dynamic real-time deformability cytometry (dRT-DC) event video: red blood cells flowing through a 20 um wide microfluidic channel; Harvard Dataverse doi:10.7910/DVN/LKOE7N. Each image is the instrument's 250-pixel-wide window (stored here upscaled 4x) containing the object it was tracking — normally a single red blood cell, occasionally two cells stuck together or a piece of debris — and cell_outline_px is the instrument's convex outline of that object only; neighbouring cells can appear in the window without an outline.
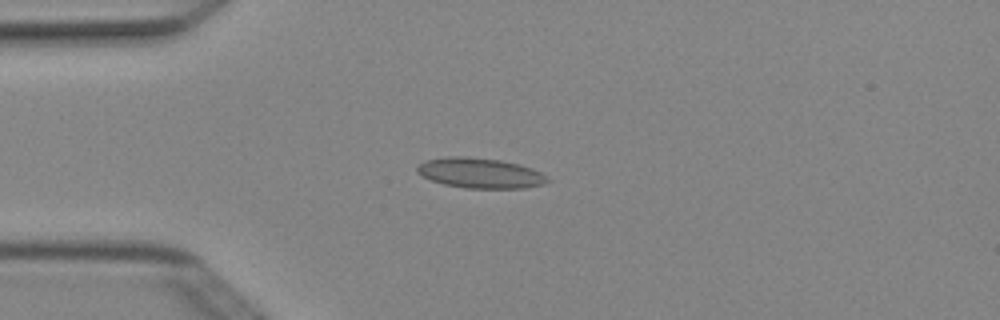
{"species": "Egyptian fruit bat (a non-hibernating species)", "species_latin": "Rousettus aegyptiacus", "temperature_condition": "cold", "stored_images_in_passage": 3, "camera_frame_rate_fps": 3000, "um_per_image_px": 0.085, "animal": {"sex": "female"}, "frame": {"image": 1, "passage_image": 3, "time_ms": 0.667, "image_size_px": [1000, 320], "cell_outline_px": [[552, 180], [544, 184], [524, 188], [464, 188], [444, 184], [420, 176], [416, 172], [416, 168], [424, 160], [448, 156], [460, 156], [500, 160], [520, 164], [532, 168], [548, 176]], "centroid_in_image_um": [40.82, 14.71], "position_along_channel_um": 44.2, "area_um2": 23.12}}